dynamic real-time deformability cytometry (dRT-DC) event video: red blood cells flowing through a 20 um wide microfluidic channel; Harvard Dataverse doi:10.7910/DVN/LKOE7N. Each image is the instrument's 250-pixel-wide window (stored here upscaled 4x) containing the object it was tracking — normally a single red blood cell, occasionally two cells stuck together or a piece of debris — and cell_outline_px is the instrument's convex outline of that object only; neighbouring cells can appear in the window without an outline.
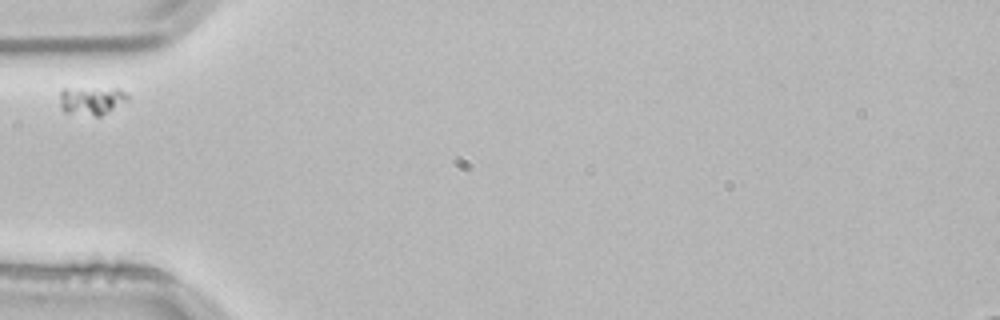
{"species": "common noctule bat (a hibernating species)", "species_latin": "Nyctalus noctula", "temperature_condition": "room temperature", "stored_images_in_passage": 2, "camera_frame_rate_fps": 3000, "um_per_image_px": 0.085, "animal": {"sex": "male", "body_mass_g": 21.5, "forearm_length_mm": 52.0}, "frame": {"image": 1, "passage_image": 1, "time_ms": 0.0, "image_size_px": [1000, 320], "cell_outline_px": [[128, 100], [100, 116], [96, 116], [64, 112], [60, 108], [60, 92], [64, 88], [120, 88], [128, 92]], "centroid_in_image_um": [7.79, 8.52], "position_along_channel_um": 77.2, "area_um2": 11.33}}